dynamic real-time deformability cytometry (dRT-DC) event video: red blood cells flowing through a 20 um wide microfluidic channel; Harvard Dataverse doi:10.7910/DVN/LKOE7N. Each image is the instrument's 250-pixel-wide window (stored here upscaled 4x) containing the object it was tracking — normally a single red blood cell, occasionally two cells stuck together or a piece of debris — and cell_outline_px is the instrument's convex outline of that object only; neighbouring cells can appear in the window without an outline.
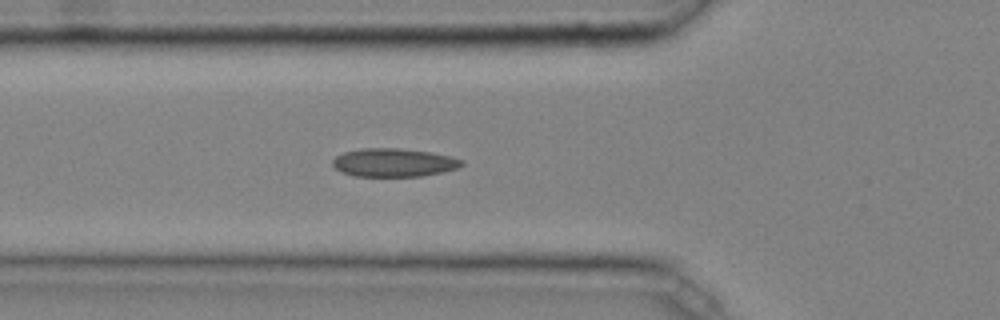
{"species": "common noctule bat (a hibernating species)", "species_latin": "Nyctalus noctula", "temperature_condition": "cold", "stored_images_in_passage": 36, "camera_frame_rate_fps": 3000, "um_per_image_px": 0.085, "animal": {"sex": "male", "body_mass_g": 20.4}, "frame": {"image": 1, "passage_image": 6, "time_ms": 1.667, "image_size_px": [1000, 320], "cell_outline_px": [[464, 164], [456, 168], [444, 172], [420, 176], [352, 176], [340, 172], [332, 164], [332, 160], [336, 156], [344, 152], [360, 148], [400, 148], [432, 152], [452, 156], [464, 160]], "centroid_in_image_um": [33.47, 13.81], "position_along_channel_um": 92.3, "area_um2": 21.56}, "authors_computed_cell_mechanics": {"area_um2": 19.7676, "velocity_mm_per_s": 4.0664, "shape_relaxation_time_tau1_ms": null, "shape_relaxation_time_tau2_ms": 4.2622, "deformation_change_tau1": null, "deformation_change_tau2": 0.1083}}